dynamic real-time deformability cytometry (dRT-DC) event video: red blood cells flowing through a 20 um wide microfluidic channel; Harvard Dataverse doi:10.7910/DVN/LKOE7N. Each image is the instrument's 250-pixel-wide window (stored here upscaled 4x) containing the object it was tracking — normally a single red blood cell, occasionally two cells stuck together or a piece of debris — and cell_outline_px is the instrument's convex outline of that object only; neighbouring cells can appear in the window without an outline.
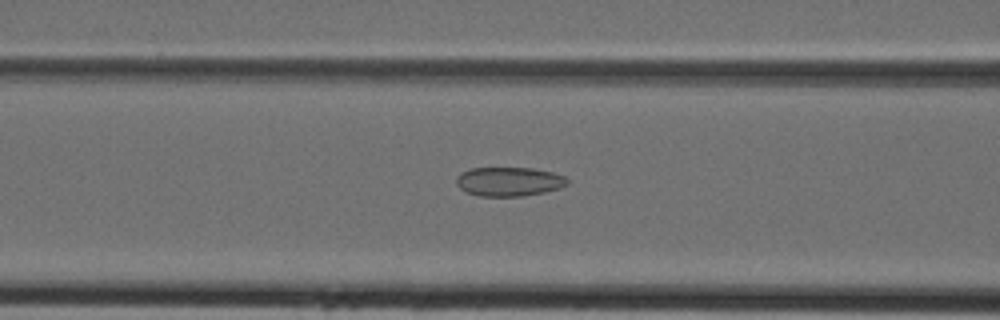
{"species": "Egyptian fruit bat (a non-hibernating species)", "species_latin": "Rousettus aegyptiacus", "temperature_condition": "cold", "stored_images_in_passage": 32, "camera_frame_rate_fps": 3000, "um_per_image_px": 0.085, "animal": {"sex": "female"}, "frame": {"image": 1, "passage_image": 6, "time_ms": 1.667, "image_size_px": [1000, 320], "cell_outline_px": [[568, 184], [560, 188], [544, 192], [524, 196], [480, 196], [464, 192], [456, 184], [456, 176], [460, 172], [472, 168], [532, 168], [552, 172], [564, 176], [568, 180]], "centroid_in_image_um": [43.24, 15.44], "position_along_channel_um": 123.4, "area_um2": 18.96}}
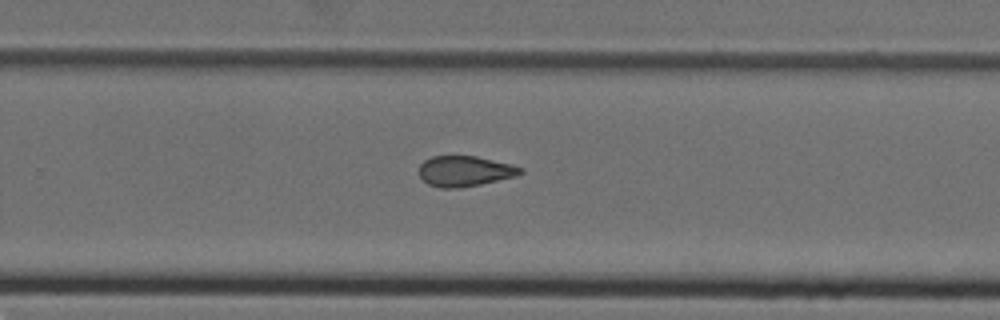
{"frame": {"image": 2, "passage_image": 17, "time_ms": 5.333, "image_size_px": [1000, 320], "cell_outline_px": [[524, 172], [516, 176], [480, 184], [456, 188], [440, 188], [428, 184], [420, 176], [420, 164], [424, 160], [432, 156], [476, 156], [512, 164], [524, 168]], "centroid_in_image_um": [39.53, 14.54], "position_along_channel_um": 290.3, "area_um2": 17.98}}
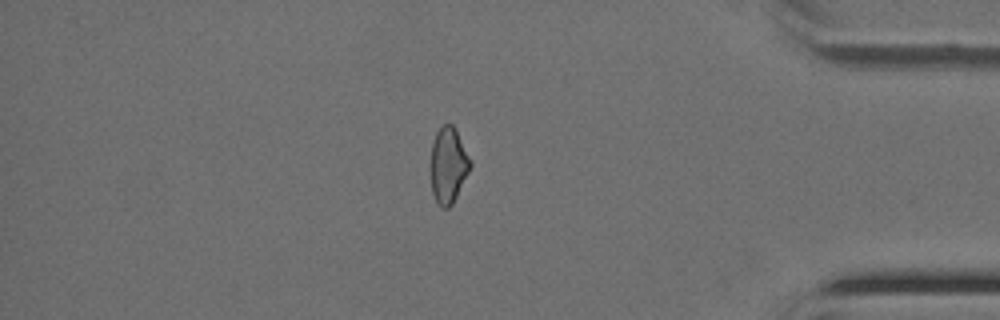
{"frame": {"image": 3, "passage_image": 26, "time_ms": 8.333, "image_size_px": [1000, 320], "cell_outline_px": [[472, 164], [452, 204], [448, 208], [440, 208], [432, 192], [432, 144], [436, 132], [448, 120], [456, 128], [472, 160]], "centroid_in_image_um": [38.13, 13.99], "position_along_channel_um": 397.1, "area_um2": 17.4}}